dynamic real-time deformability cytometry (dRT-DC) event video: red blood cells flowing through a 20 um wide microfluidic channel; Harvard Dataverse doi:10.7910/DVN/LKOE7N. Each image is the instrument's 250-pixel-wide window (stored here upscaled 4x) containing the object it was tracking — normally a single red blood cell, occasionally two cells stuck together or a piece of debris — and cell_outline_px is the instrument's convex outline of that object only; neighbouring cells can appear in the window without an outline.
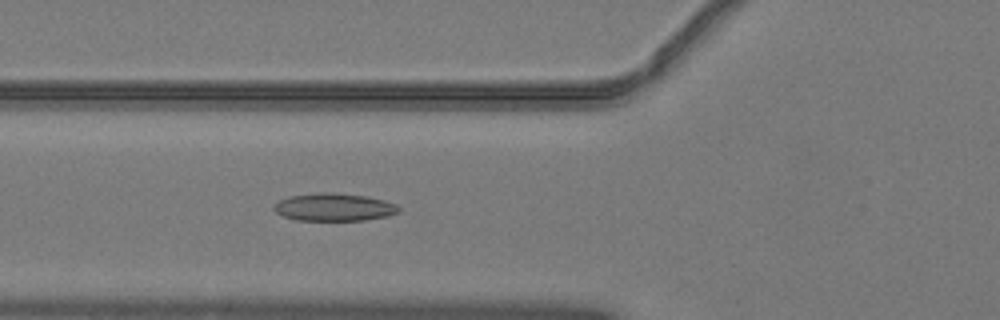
{"species": "common noctule bat (a hibernating species)", "species_latin": "Nyctalus noctula", "temperature_condition": "warm", "stored_images_in_passage": 48, "camera_frame_rate_fps": 3000, "um_per_image_px": 0.085, "animal": {"sex": "male", "body_mass_g": 19.2, "forearm_length_mm": 51.8}, "frame": {"image": 1, "passage_image": 16, "time_ms": 5.0, "image_size_px": [1000, 320], "cell_outline_px": [[400, 212], [388, 216], [364, 220], [296, 220], [284, 216], [276, 212], [272, 208], [280, 200], [288, 196], [320, 192], [332, 192], [364, 196], [384, 200], [396, 204], [400, 208]], "centroid_in_image_um": [28.4, 17.6], "position_along_channel_um": 97.4, "area_um2": 20.11}}
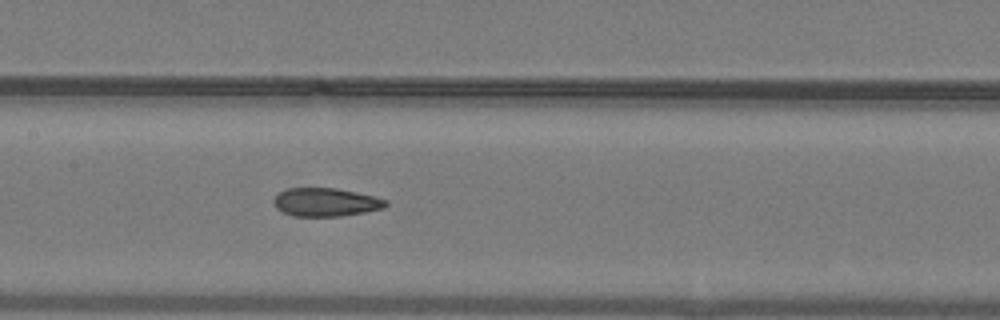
{"frame": {"image": 2, "passage_image": 22, "time_ms": 7.0, "image_size_px": [1000, 320], "cell_outline_px": [[388, 204], [384, 208], [364, 212], [340, 216], [292, 216], [276, 208], [272, 200], [280, 192], [288, 188], [336, 188], [376, 196], [388, 200]], "centroid_in_image_um": [27.71, 17.18], "position_along_channel_um": 179.7, "area_um2": 18.55}}
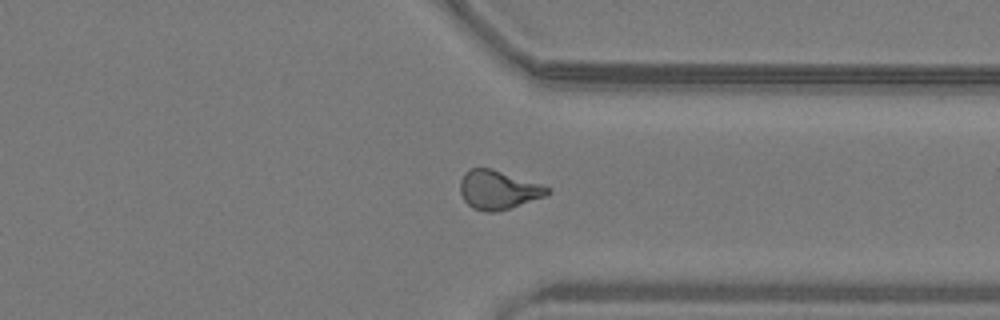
{"frame": {"image": 3, "passage_image": 36, "time_ms": 11.667, "image_size_px": [1000, 320], "cell_outline_px": [[552, 192], [544, 196], [496, 212], [484, 212], [472, 208], [464, 200], [460, 192], [460, 180], [464, 172], [472, 168], [492, 168], [552, 188]], "centroid_in_image_um": [42.32, 16.13], "position_along_channel_um": 369.1, "area_um2": 19.65}, "authors_computed_cell_mechanics": {"area_um2": 19.3052, "velocity_mm_per_s": 4.0839, "shape_relaxation_time_tau1_ms": null, "shape_relaxation_time_tau2_ms": 1.6414, "deformation_change_tau1": null, "deformation_change_tau2": 0.0811}}